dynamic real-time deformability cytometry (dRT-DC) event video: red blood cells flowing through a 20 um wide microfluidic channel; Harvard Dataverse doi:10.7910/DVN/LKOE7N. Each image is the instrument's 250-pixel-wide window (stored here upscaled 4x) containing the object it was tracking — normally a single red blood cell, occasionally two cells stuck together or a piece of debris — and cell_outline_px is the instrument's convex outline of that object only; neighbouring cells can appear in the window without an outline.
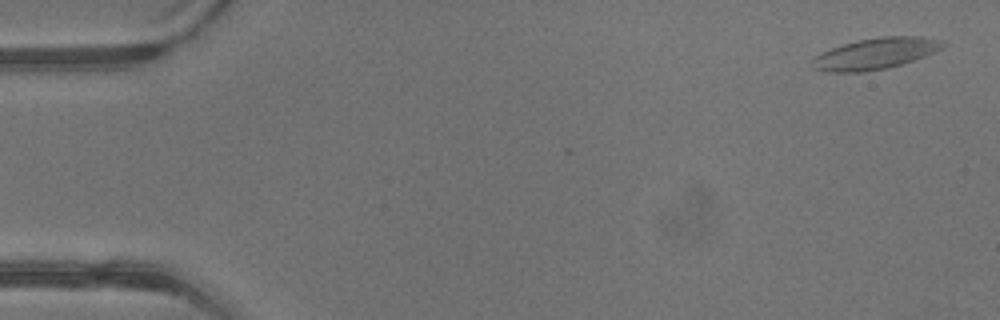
{"species": "common noctule bat (a hibernating species)", "species_latin": "Nyctalus noctula", "temperature_condition": "warm", "stored_images_in_passage": 42, "camera_frame_rate_fps": 3000, "um_per_image_px": 0.085, "animal": {"sex": "male", "body_mass_g": 13.3}, "frame": {"image": 1, "passage_image": 1, "time_ms": 0.0, "image_size_px": [1000, 320], "cell_outline_px": [[948, 44], [924, 56], [888, 68], [864, 72], [828, 72], [812, 68], [808, 64], [812, 56], [832, 48], [844, 44], [860, 40], [880, 36], [920, 36], [936, 40]], "centroid_in_image_um": [74.3, 4.57], "position_along_channel_um": 10.7, "area_um2": 23.64}}
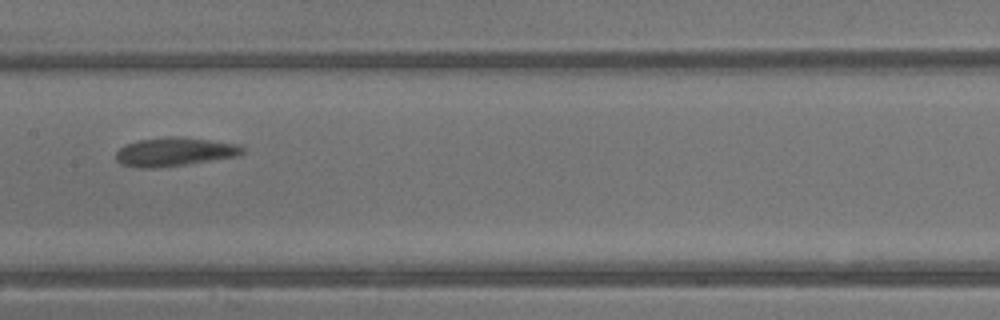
{"frame": {"image": 2, "passage_image": 21, "time_ms": 6.667, "image_size_px": [1000, 320], "cell_outline_px": [[244, 152], [240, 156], [156, 168], [140, 168], [120, 164], [116, 160], [116, 152], [124, 144], [140, 140], [168, 136], [176, 136], [240, 144], [244, 148]], "centroid_in_image_um": [14.83, 12.9], "position_along_channel_um": 192.6, "area_um2": 21.15}}
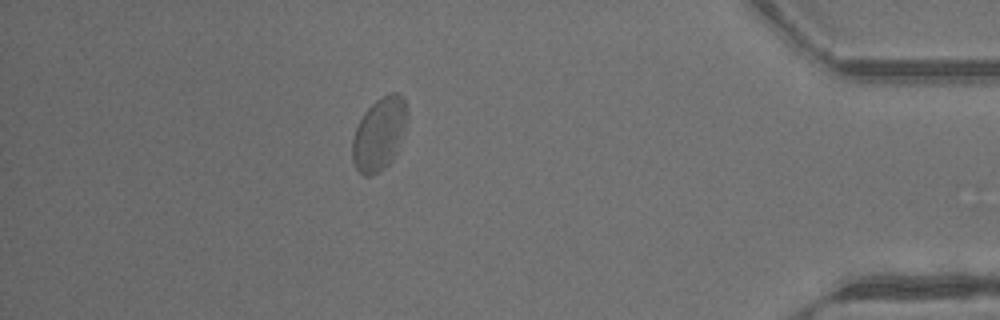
{"frame": {"image": 3, "passage_image": 37, "time_ms": 12.0, "image_size_px": [1000, 320], "cell_outline_px": [[408, 116], [396, 156], [384, 168], [368, 176], [364, 176], [356, 168], [352, 160], [352, 140], [356, 128], [364, 112], [376, 100], [388, 92], [400, 92], [404, 96], [408, 112]], "centroid_in_image_um": [32.26, 11.35], "position_along_channel_um": 402.9, "area_um2": 23.47}, "authors_computed_cell_mechanics": {"area_um2": 21.5883, "velocity_mm_per_s": 4.8183, "shape_relaxation_time_tau1_ms": 4.5195, "shape_relaxation_time_tau2_ms": 1.0616, "deformation_change_tau1": 0.1466, "deformation_change_tau2": 0.057}}